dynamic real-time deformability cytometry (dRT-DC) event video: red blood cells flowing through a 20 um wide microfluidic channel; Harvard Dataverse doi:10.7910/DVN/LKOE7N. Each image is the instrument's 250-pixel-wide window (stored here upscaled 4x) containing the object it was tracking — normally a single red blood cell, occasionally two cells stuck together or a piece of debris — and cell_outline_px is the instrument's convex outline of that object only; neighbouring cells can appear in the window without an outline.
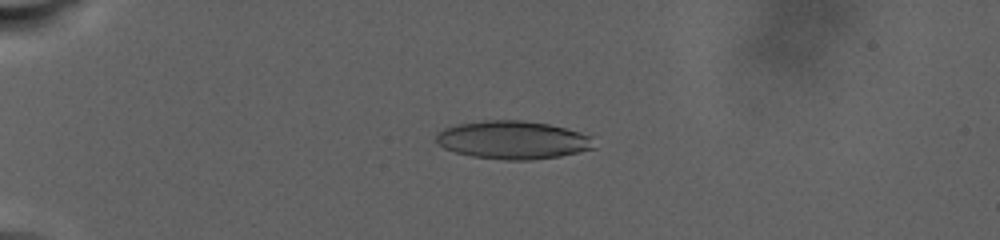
{"species": "human", "species_latin": "Homo sapiens", "temperature_condition": "warm", "stored_images_in_passage": 50, "camera_frame_rate_fps": 3000, "um_per_image_px": 0.085, "donor": {"sex": "male"}, "frame": {"image": 1, "passage_image": 5, "time_ms": 2.333, "image_size_px": [1000, 240], "cell_outline_px": [[596, 148], [560, 156], [532, 160], [504, 160], [472, 156], [456, 152], [444, 148], [436, 140], [436, 136], [444, 128], [456, 124], [484, 120], [520, 120], [548, 124], [580, 132], [592, 136]], "centroid_in_image_um": [43.62, 11.9], "position_along_channel_um": 41.4, "area_um2": 35.08}}
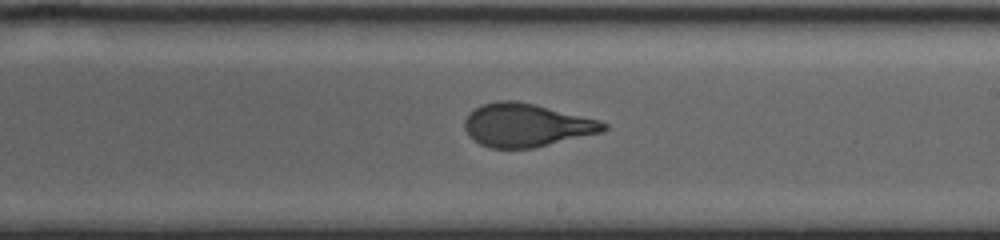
{"frame": {"image": 2, "passage_image": 24, "time_ms": 13.667, "image_size_px": [1000, 240], "cell_outline_px": [[608, 128], [604, 132], [532, 148], [488, 148], [480, 144], [468, 136], [464, 128], [464, 120], [468, 112], [484, 104], [496, 100], [516, 100], [600, 120], [608, 124]], "centroid_in_image_um": [44.72, 10.64], "position_along_channel_um": 244.3, "area_um2": 35.08}}
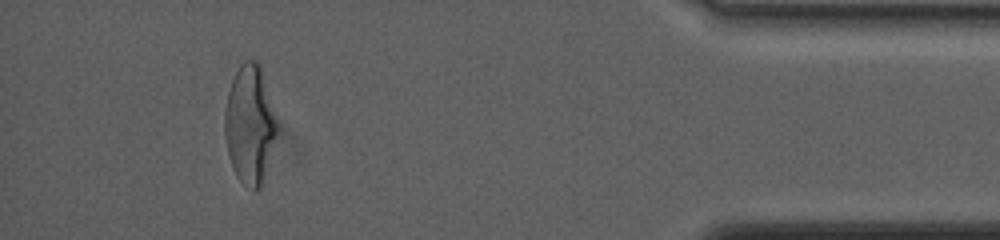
{"frame": {"image": 3, "passage_image": 44, "time_ms": 23.0, "image_size_px": [1000, 240], "cell_outline_px": [[276, 132], [260, 188], [256, 192], [252, 192], [236, 176], [232, 168], [228, 156], [224, 136], [224, 112], [228, 92], [232, 80], [240, 64], [244, 60], [256, 60], [260, 64], [276, 120]], "centroid_in_image_um": [21.18, 10.59], "position_along_channel_um": 414.0, "area_um2": 35.66}, "authors_computed_cell_mechanics": {"area_um2": 35.5181, "velocity_mm_per_s": 2.3047, "shape_relaxation_time_tau1_ms": 10.134, "shape_relaxation_time_tau2_ms": 1.2672, "deformation_change_tau1": 0.2492, "deformation_change_tau2": 0.0844}}